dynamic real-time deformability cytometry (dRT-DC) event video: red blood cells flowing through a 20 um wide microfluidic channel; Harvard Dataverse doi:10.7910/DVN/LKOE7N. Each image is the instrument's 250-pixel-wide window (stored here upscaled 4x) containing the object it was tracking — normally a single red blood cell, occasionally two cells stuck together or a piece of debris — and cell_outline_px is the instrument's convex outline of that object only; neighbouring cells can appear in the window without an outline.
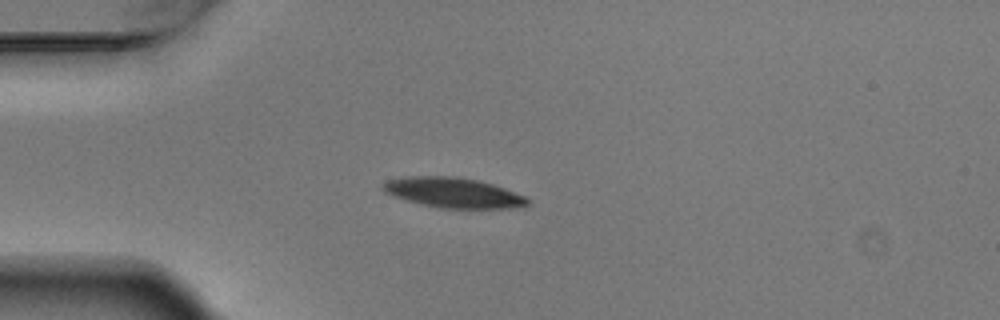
{"species": "Egyptian fruit bat (a non-hibernating species)", "species_latin": "Rousettus aegyptiacus", "temperature_condition": "warm", "stored_images_in_passage": 5, "camera_frame_rate_fps": 3000, "um_per_image_px": 0.085, "animal": {"sex": "male"}, "frame": {"image": 1, "passage_image": 4, "time_ms": 1.0, "image_size_px": [1000, 320], "cell_outline_px": [[528, 204], [524, 208], [440, 208], [408, 200], [384, 192], [380, 188], [388, 180], [408, 176], [452, 176], [476, 180], [492, 184], [504, 188], [524, 196], [528, 200]], "centroid_in_image_um": [38.55, 16.38], "position_along_channel_um": 46.5, "area_um2": 25.03}}